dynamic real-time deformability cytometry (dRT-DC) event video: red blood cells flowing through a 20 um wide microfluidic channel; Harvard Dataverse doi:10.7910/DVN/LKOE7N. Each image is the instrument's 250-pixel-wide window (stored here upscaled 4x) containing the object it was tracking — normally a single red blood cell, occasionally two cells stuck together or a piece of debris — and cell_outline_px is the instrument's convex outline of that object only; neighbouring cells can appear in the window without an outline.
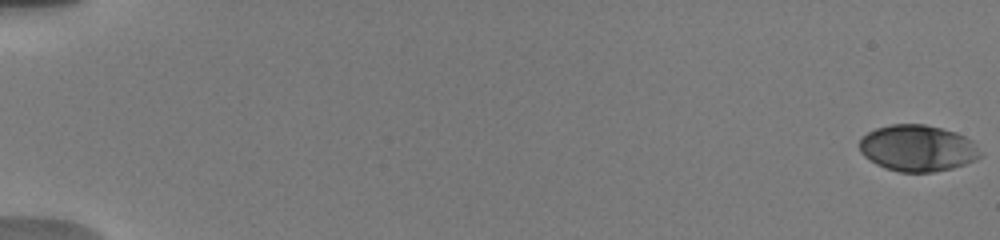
{"species": "human", "species_latin": "Homo sapiens", "temperature_condition": "warm", "stored_images_in_passage": 7, "camera_frame_rate_fps": 3000, "um_per_image_px": 0.085, "donor": {"sex": "male"}, "frame": {"image": 1, "passage_image": 1, "time_ms": 0.0, "image_size_px": [1000, 240], "cell_outline_px": [[980, 156], [976, 160], [952, 168], [932, 172], [900, 172], [884, 168], [876, 164], [864, 156], [860, 152], [860, 140], [868, 132], [876, 128], [892, 124], [924, 124], [956, 132], [972, 140]], "centroid_in_image_um": [77.96, 12.6], "position_along_channel_um": 7.0, "area_um2": 32.43}}